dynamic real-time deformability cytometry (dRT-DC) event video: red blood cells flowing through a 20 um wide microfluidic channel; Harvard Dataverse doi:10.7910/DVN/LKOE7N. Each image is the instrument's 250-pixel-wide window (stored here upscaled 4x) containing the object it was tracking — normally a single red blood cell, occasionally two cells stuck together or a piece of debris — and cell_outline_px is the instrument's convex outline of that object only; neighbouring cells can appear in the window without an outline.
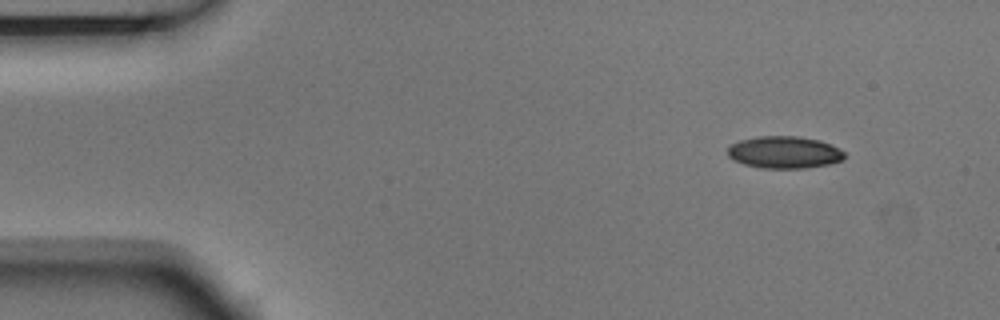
{"species": "Egyptian fruit bat (a non-hibernating species)", "species_latin": "Rousettus aegyptiacus", "temperature_condition": "room temperature", "stored_images_in_passage": 3, "camera_frame_rate_fps": 3000, "um_per_image_px": 0.085, "animal": {"sex": "male"}, "frame": {"image": 1, "passage_image": 1, "time_ms": 0.0, "image_size_px": [1000, 320], "cell_outline_px": [[844, 160], [828, 164], [804, 168], [760, 168], [744, 164], [728, 156], [728, 148], [732, 144], [740, 140], [756, 136], [796, 136], [820, 140], [832, 144], [840, 148], [844, 152]], "centroid_in_image_um": [66.69, 12.94], "position_along_channel_um": 18.3, "area_um2": 21.91}}
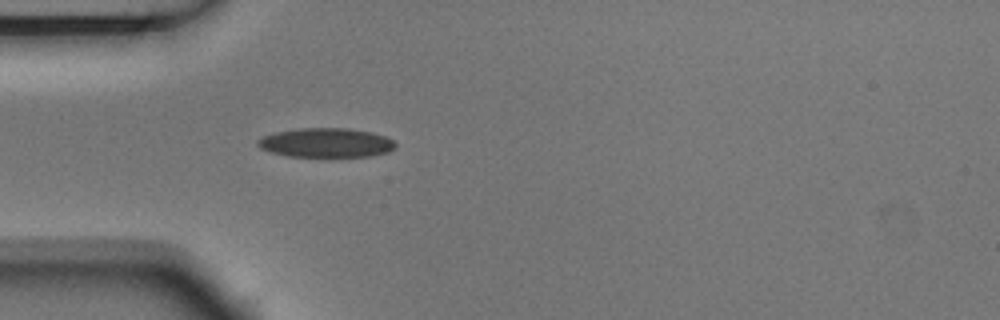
{"frame": {"image": 2, "passage_image": 3, "time_ms": 0.667, "image_size_px": [1000, 320], "cell_outline_px": [[396, 148], [388, 152], [372, 156], [288, 156], [272, 152], [260, 148], [256, 144], [256, 140], [264, 136], [276, 132], [300, 128], [348, 128], [372, 132], [384, 136], [392, 140], [396, 144]], "centroid_in_image_um": [27.73, 12.13], "position_along_channel_um": 57.3, "area_um2": 23.41}}